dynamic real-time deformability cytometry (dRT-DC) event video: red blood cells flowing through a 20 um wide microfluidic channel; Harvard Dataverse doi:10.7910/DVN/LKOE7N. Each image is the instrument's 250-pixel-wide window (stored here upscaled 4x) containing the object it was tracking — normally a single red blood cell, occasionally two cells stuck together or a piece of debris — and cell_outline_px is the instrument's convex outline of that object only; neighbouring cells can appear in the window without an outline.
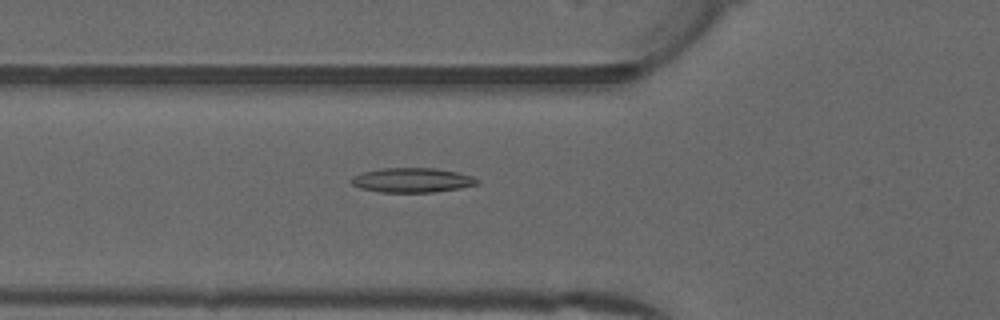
{"species": "common noctule bat (a hibernating species)", "species_latin": "Nyctalus noctula", "temperature_condition": "warm", "stored_images_in_passage": 50, "camera_frame_rate_fps": 3000, "um_per_image_px": 0.085, "animal": {"sex": "male", "forearm_length_mm": 52.5}, "frame": {"image": 1, "passage_image": 19, "time_ms": 6.0, "image_size_px": [1000, 320], "cell_outline_px": [[480, 184], [460, 188], [432, 192], [380, 192], [360, 188], [352, 184], [348, 180], [352, 176], [360, 172], [380, 168], [436, 168], [456, 172], [472, 176], [480, 180]], "centroid_in_image_um": [35.0, 15.31], "position_along_channel_um": 90.8, "area_um2": 18.21}}
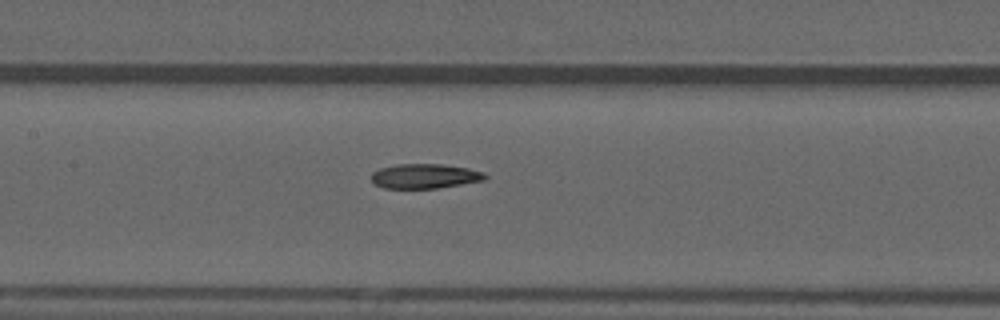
{"frame": {"image": 2, "passage_image": 25, "time_ms": 8.0, "image_size_px": [1000, 320], "cell_outline_px": [[488, 176], [484, 180], [436, 188], [384, 188], [372, 184], [372, 172], [380, 168], [396, 164], [440, 164], [468, 168], [484, 172]], "centroid_in_image_um": [36.08, 14.97], "position_along_channel_um": 171.3, "area_um2": 16.3}}
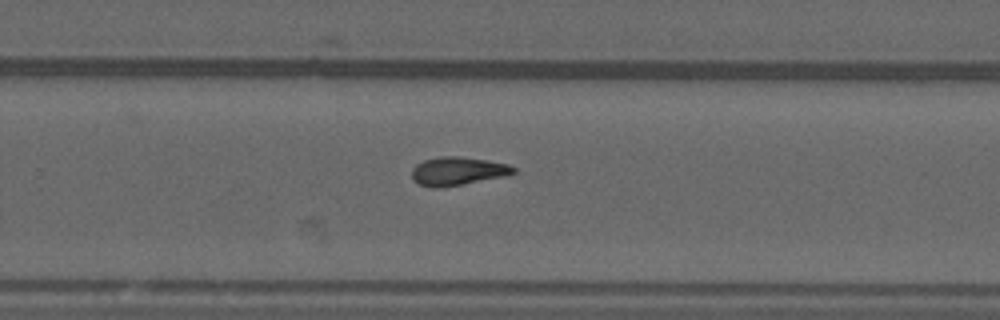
{"frame": {"image": 3, "passage_image": 34, "time_ms": 11.0, "image_size_px": [1000, 320], "cell_outline_px": [[516, 172], [508, 176], [436, 188], [420, 184], [412, 176], [412, 168], [416, 164], [424, 160], [440, 156], [456, 156], [488, 160], [508, 164], [516, 168]], "centroid_in_image_um": [38.95, 14.53], "position_along_channel_um": 290.9, "area_um2": 16.65}}